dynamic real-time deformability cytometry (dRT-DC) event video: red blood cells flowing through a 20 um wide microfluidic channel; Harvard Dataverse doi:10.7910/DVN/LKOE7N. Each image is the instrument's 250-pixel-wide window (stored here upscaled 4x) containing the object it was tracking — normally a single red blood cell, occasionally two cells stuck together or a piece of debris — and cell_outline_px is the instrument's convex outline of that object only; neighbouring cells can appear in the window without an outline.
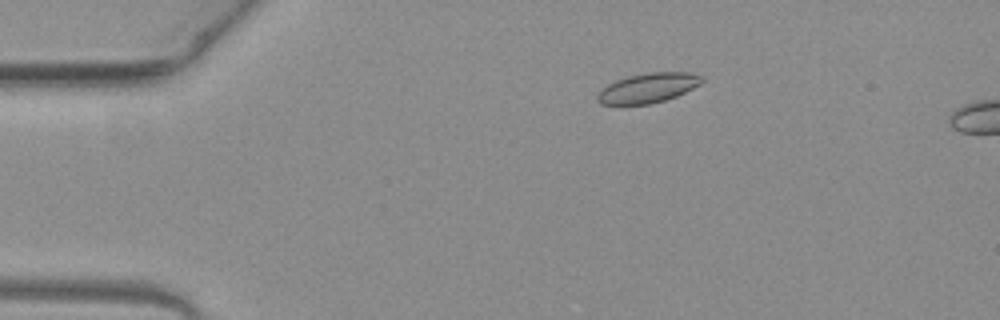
{"species": "common noctule bat (a hibernating species)", "species_latin": "Nyctalus noctula", "temperature_condition": "warm", "stored_images_in_passage": 15, "camera_frame_rate_fps": 3000, "um_per_image_px": 0.085, "animal": {"sex": "female", "body_mass_g": 19.3, "forearm_length_mm": 54.1}, "frame": {"image": 1, "passage_image": 11, "time_ms": 3.333, "image_size_px": [1000, 320], "cell_outline_px": [[704, 80], [700, 84], [676, 96], [664, 100], [648, 104], [600, 104], [596, 100], [596, 96], [600, 88], [616, 80], [628, 76], [648, 72], [692, 72], [704, 76]], "centroid_in_image_um": [55.07, 7.46], "position_along_channel_um": 29.9, "area_um2": 18.15}}